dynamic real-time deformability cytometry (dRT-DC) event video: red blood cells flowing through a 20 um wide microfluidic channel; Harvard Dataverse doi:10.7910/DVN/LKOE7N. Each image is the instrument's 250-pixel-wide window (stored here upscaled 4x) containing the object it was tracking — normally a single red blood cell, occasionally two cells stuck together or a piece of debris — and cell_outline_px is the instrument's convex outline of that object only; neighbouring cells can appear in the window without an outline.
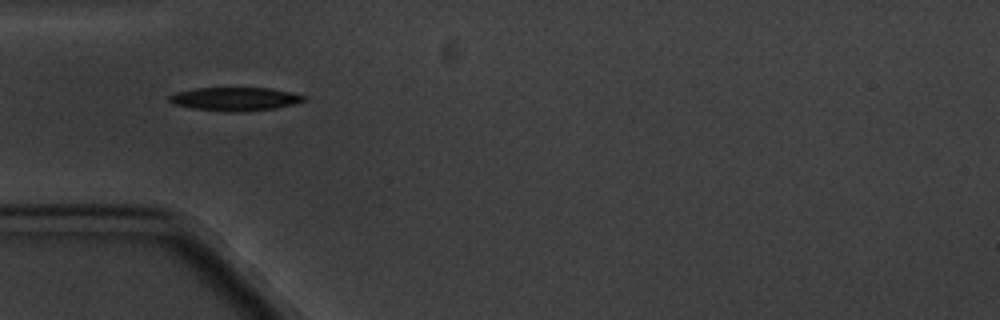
{"species": "common noctule bat (a hibernating species)", "species_latin": "Nyctalus noctula", "temperature_condition": "cold", "stored_images_in_passage": 2, "camera_frame_rate_fps": 3000, "um_per_image_px": 0.085, "animal": {"sex": "male", "body_mass_g": 20.1, "forearm_length_mm": 53.5}, "frame": {"image": 1, "passage_image": 1, "time_ms": 0.0, "image_size_px": [1000, 320], "cell_outline_px": [[304, 100], [292, 104], [276, 108], [240, 112], [232, 112], [192, 108], [172, 104], [168, 100], [168, 96], [176, 92], [196, 88], [272, 88], [292, 92], [304, 96]], "centroid_in_image_um": [19.93, 8.41], "position_along_channel_um": 65.1, "area_um2": 18.32}}